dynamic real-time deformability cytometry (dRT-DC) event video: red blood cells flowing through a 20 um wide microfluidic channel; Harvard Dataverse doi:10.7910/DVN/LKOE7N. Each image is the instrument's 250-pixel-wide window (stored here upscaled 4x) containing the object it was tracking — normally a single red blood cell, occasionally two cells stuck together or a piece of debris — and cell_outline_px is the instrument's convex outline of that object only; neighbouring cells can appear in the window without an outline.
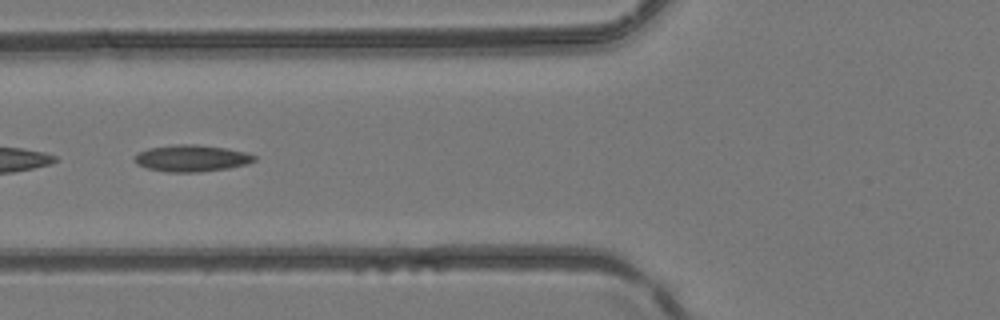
{"species": "common noctule bat (a hibernating species)", "species_latin": "Nyctalus noctula", "temperature_condition": "room temperature", "stored_images_in_passage": 7, "camera_frame_rate_fps": 3000, "um_per_image_px": 0.085, "animal": {"sex": "female", "body_mass_g": 24.6, "forearm_length_mm": 56.2}, "frame": {"image": 1, "passage_image": 6, "time_ms": 1.667, "image_size_px": [1000, 320], "cell_outline_px": [[256, 160], [248, 164], [228, 168], [200, 172], [164, 172], [148, 168], [136, 164], [132, 156], [148, 148], [172, 144], [196, 144], [228, 148], [248, 152], [256, 156]], "centroid_in_image_um": [16.29, 13.44], "position_along_channel_um": 109.5, "area_um2": 18.96}}
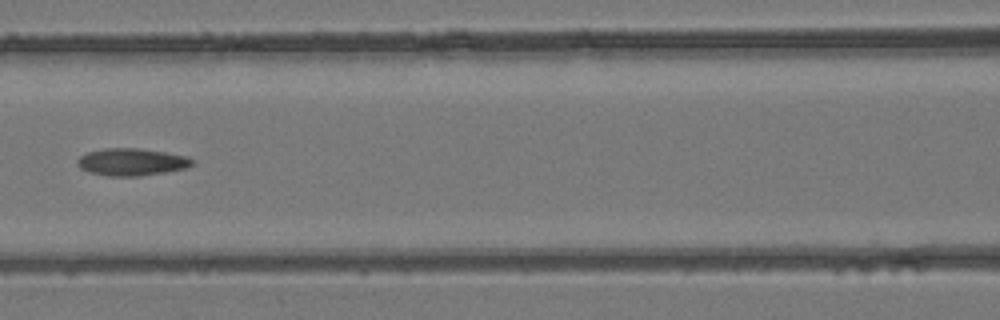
{"frame": {"image": 2, "passage_image": 7, "time_ms": 2.0, "image_size_px": [1000, 320], "cell_outline_px": [[196, 164], [188, 168], [140, 176], [108, 176], [88, 172], [80, 168], [76, 164], [76, 160], [80, 156], [88, 152], [104, 148], [136, 148], [164, 152], [184, 156], [196, 160]], "centroid_in_image_um": [11.19, 13.77], "position_along_channel_um": 155.4, "area_um2": 18.38}}